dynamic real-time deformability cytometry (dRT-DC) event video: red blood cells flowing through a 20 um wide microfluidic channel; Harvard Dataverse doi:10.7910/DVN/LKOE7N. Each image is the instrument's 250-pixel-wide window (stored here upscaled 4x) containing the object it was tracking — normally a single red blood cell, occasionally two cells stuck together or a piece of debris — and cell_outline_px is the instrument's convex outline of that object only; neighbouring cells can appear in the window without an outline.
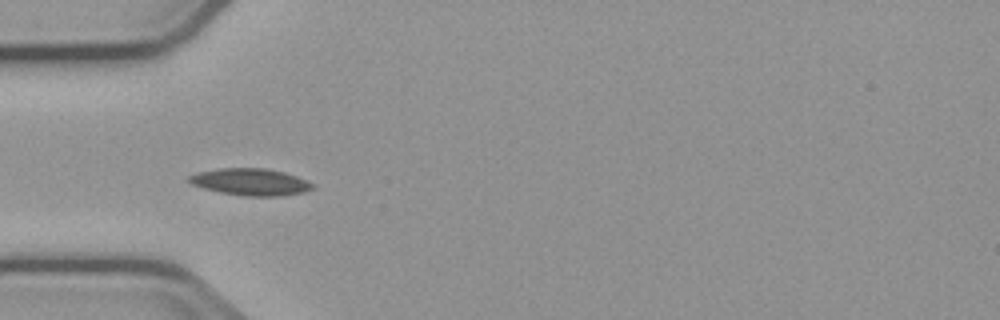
{"species": "common noctule bat (a hibernating species)", "species_latin": "Nyctalus noctula", "temperature_condition": "cold", "stored_images_in_passage": 2, "camera_frame_rate_fps": 3000, "um_per_image_px": 0.085, "animal": {"sex": "male", "body_mass_g": 23.1, "forearm_length_mm": 52.7}, "frame": {"image": 1, "passage_image": 1, "time_ms": 0.0, "image_size_px": [1000, 320], "cell_outline_px": [[316, 188], [304, 192], [280, 196], [244, 196], [220, 192], [204, 188], [192, 184], [184, 180], [188, 176], [196, 172], [220, 168], [264, 168], [284, 172], [296, 176], [316, 184]], "centroid_in_image_um": [21.29, 15.46], "position_along_channel_um": 63.7, "area_um2": 19.59}}
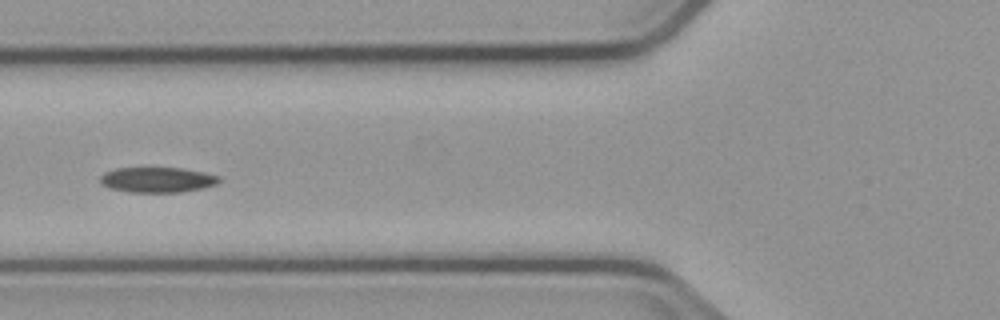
{"frame": {"image": 2, "passage_image": 2, "time_ms": 1.333, "image_size_px": [1000, 320], "cell_outline_px": [[220, 180], [216, 184], [200, 188], [180, 192], [128, 192], [108, 188], [100, 184], [100, 176], [104, 172], [116, 168], [184, 168], [204, 172], [220, 176]], "centroid_in_image_um": [13.33, 15.28], "position_along_channel_um": 112.5, "area_um2": 17.57}}